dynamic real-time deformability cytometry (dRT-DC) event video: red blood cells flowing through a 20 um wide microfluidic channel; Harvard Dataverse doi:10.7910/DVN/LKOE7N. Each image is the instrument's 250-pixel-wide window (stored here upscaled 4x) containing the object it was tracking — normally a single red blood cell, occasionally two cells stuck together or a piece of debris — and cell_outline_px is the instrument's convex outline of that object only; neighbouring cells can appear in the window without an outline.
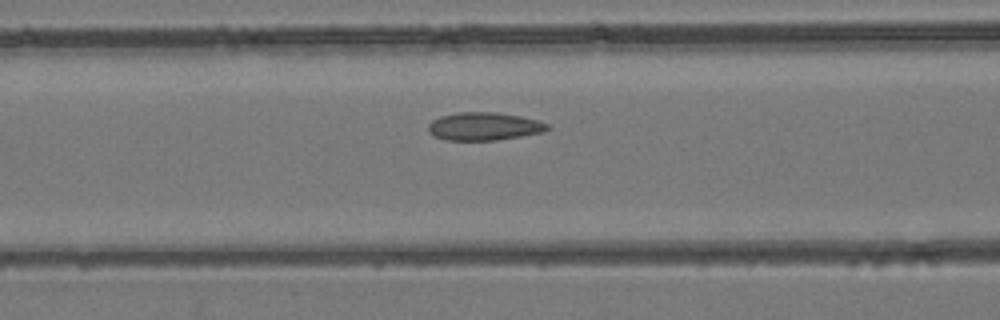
{"species": "common noctule bat (a hibernating species)", "species_latin": "Nyctalus noctula", "temperature_condition": "room temperature", "stored_images_in_passage": 45, "camera_frame_rate_fps": 3000, "um_per_image_px": 0.085, "animal": {"sex": "female", "body_mass_g": 24.6, "forearm_length_mm": 56.2}, "frame": {"image": 1, "passage_image": 16, "time_ms": 5.0, "image_size_px": [1000, 320], "cell_outline_px": [[552, 128], [544, 132], [496, 140], [444, 140], [432, 136], [428, 132], [428, 124], [432, 120], [440, 116], [460, 112], [496, 112], [520, 116], [536, 120], [548, 124]], "centroid_in_image_um": [41.12, 10.74], "position_along_channel_um": 125.5, "area_um2": 19.54}}
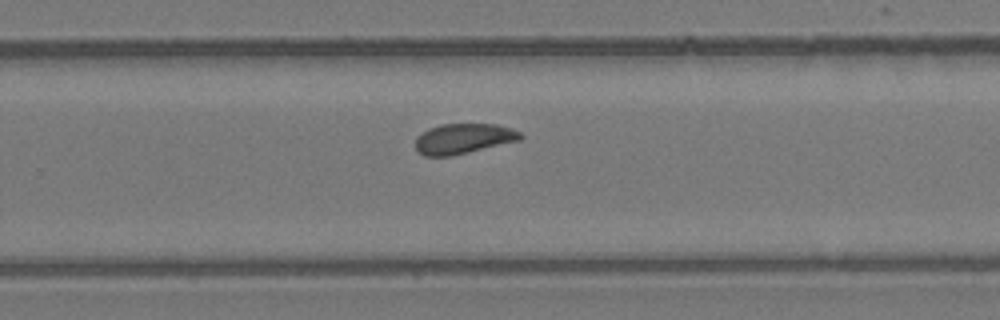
{"frame": {"image": 2, "passage_image": 28, "time_ms": 9.0, "image_size_px": [1000, 320], "cell_outline_px": [[524, 136], [520, 140], [452, 156], [424, 156], [416, 152], [416, 136], [420, 132], [428, 128], [440, 124], [496, 124], [512, 128], [520, 132]], "centroid_in_image_um": [39.36, 11.78], "position_along_channel_um": 290.4, "area_um2": 18.73}}
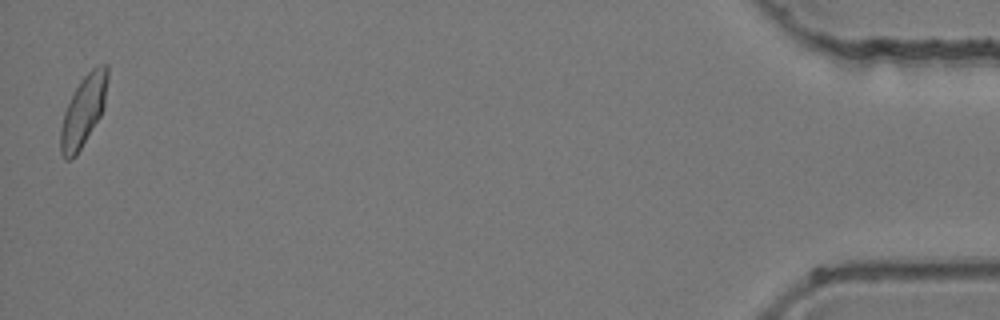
{"frame": {"image": 3, "passage_image": 45, "time_ms": 14.667, "image_size_px": [1000, 320], "cell_outline_px": [[108, 80], [104, 108], [100, 116], [76, 156], [72, 160], [64, 160], [60, 152], [60, 128], [64, 112], [80, 80], [92, 68], [100, 64], [108, 64]], "centroid_in_image_um": [7.09, 9.43], "position_along_channel_um": 428.1, "area_um2": 19.36}}